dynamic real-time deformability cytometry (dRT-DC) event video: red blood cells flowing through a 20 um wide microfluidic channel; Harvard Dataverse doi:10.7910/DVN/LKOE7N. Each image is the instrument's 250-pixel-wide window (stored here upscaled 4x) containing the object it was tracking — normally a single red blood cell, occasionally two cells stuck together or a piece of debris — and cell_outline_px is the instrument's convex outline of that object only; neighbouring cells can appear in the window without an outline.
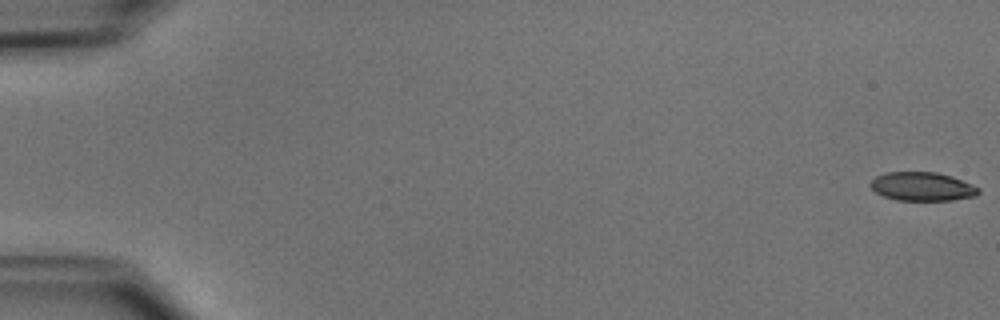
{"species": "common noctule bat (a hibernating species)", "species_latin": "Nyctalus noctula", "temperature_condition": "cold", "stored_images_in_passage": 10, "camera_frame_rate_fps": 3000, "um_per_image_px": 0.085, "animal": {"sex": "male", "body_mass_g": 15.6}, "frame": {"image": 1, "passage_image": 1, "time_ms": 0.0, "image_size_px": [1000, 320], "cell_outline_px": [[980, 192], [976, 196], [952, 200], [896, 200], [884, 196], [876, 192], [868, 184], [876, 176], [884, 172], [936, 172], [952, 176], [972, 184], [980, 188]], "centroid_in_image_um": [78.4, 15.85], "position_along_channel_um": 6.6, "area_um2": 18.15}}